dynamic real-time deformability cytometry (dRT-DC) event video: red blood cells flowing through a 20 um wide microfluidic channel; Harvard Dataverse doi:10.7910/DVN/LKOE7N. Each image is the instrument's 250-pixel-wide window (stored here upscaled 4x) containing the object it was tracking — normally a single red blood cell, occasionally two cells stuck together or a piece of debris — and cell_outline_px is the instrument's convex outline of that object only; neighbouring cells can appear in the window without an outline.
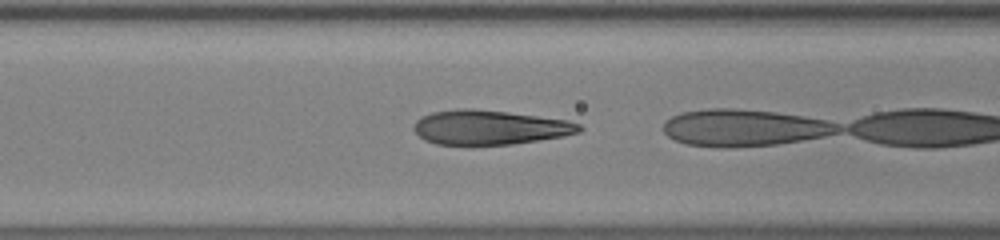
{"species": "human", "species_latin": "Homo sapiens", "temperature_condition": "warm", "stored_images_in_passage": 18, "camera_frame_rate_fps": 3000, "um_per_image_px": 0.085, "donor": {"sex": "male"}, "frame": {"image": 1, "passage_image": 17, "time_ms": 5.333, "image_size_px": [1000, 240], "cell_outline_px": [[584, 128], [580, 132], [564, 136], [512, 144], [436, 144], [424, 140], [412, 128], [416, 120], [420, 116], [432, 112], [456, 108], [472, 108], [508, 112], [568, 120], [580, 124]], "centroid_in_image_um": [41.61, 10.81], "position_along_channel_um": 125.0, "area_um2": 33.29}}